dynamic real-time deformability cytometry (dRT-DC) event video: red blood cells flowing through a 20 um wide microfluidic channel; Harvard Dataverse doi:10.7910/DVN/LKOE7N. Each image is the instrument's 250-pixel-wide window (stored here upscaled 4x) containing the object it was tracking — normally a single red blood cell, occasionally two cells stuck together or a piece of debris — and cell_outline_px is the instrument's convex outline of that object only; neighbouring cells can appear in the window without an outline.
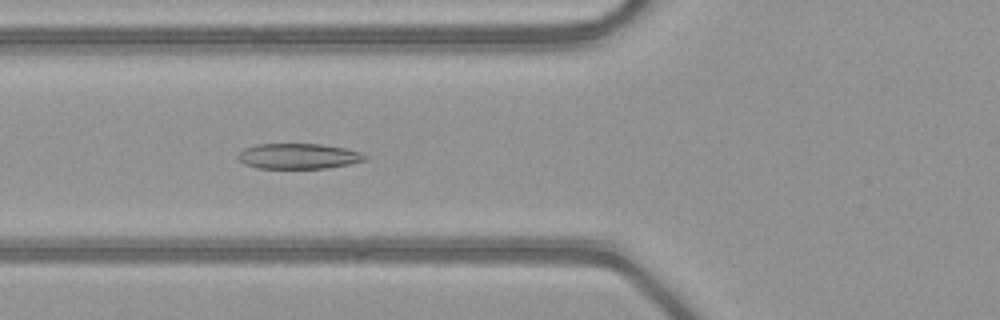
{"species": "common noctule bat (a hibernating species)", "species_latin": "Nyctalus noctula", "temperature_condition": "warm", "stored_images_in_passage": 50, "camera_frame_rate_fps": 3000, "um_per_image_px": 0.085, "animal": {"sex": "female", "body_mass_g": 21.9}, "frame": {"image": 1, "passage_image": 19, "time_ms": 6.0, "image_size_px": [1000, 320], "cell_outline_px": [[368, 160], [348, 164], [324, 168], [256, 168], [244, 164], [236, 156], [244, 148], [256, 144], [320, 144], [348, 148], [360, 152], [368, 156]], "centroid_in_image_um": [25.38, 13.27], "position_along_channel_um": 100.4, "area_um2": 18.9}}
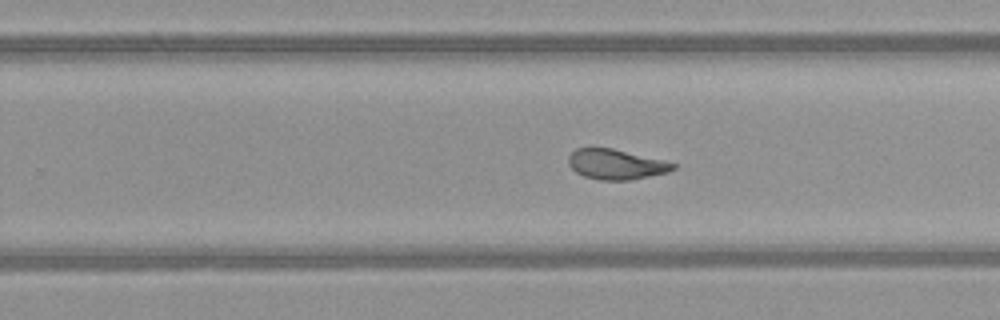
{"frame": {"image": 2, "passage_image": 32, "time_ms": 10.333, "image_size_px": [1000, 320], "cell_outline_px": [[676, 168], [668, 172], [632, 180], [600, 180], [584, 176], [576, 172], [568, 164], [568, 156], [576, 148], [612, 148], [664, 160], [676, 164]], "centroid_in_image_um": [52.36, 13.97], "position_along_channel_um": 277.4, "area_um2": 18.38}}
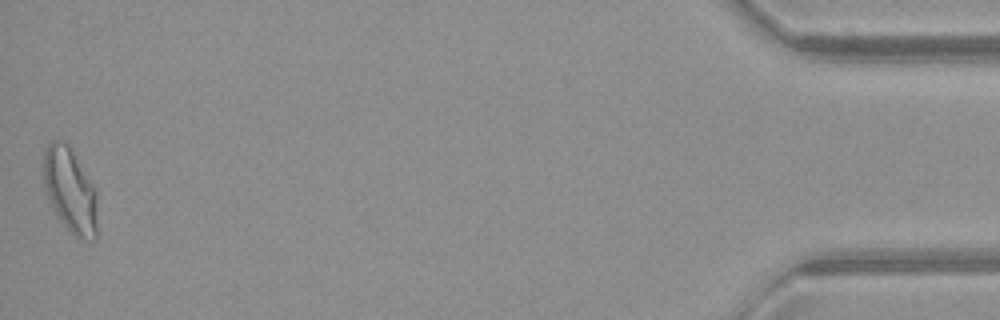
{"frame": {"image": 3, "passage_image": 50, "time_ms": 16.333, "image_size_px": [1000, 320], "cell_outline_px": [[100, 236], [96, 240], [92, 240], [76, 236], [64, 224], [56, 212], [44, 188], [40, 160], [48, 144], [52, 140], [64, 140], [96, 188]], "centroid_in_image_um": [5.98, 16.19], "position_along_channel_um": 429.2, "area_um2": 27.17}, "authors_computed_cell_mechanics": {"area_um2": 20.9814, "velocity_mm_per_s": 4.0724, "shape_relaxation_time_tau1_ms": 3.4599, "shape_relaxation_time_tau2_ms": 0.996, "deformation_change_tau1": 0.1439, "deformation_change_tau2": 0.0844}}